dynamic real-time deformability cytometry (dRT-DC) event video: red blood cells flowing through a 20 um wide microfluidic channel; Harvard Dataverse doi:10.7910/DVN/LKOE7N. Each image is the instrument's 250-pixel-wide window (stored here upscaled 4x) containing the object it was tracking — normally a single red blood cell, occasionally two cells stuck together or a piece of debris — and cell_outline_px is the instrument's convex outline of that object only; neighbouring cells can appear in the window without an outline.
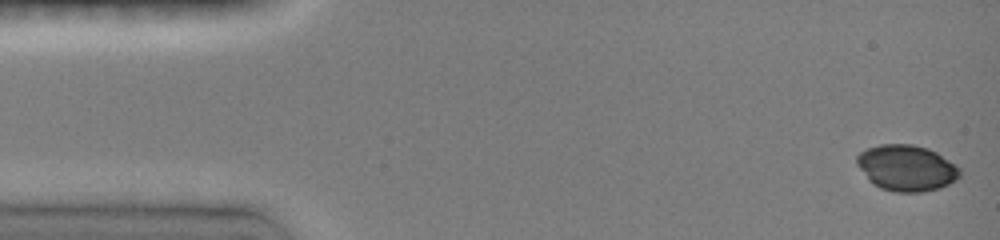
{"species": "common noctule bat (a hibernating species)", "species_latin": "Nyctalus noctula", "temperature_condition": "room temperature", "stored_images_in_passage": 47, "camera_frame_rate_fps": 3000, "um_per_image_px": 0.085, "animal": {"sex": "female", "body_mass_g": 19.0, "forearm_length_mm": 51.5}, "frame": {"image": 1, "passage_image": 1, "time_ms": 0.0, "image_size_px": [1000, 240], "cell_outline_px": [[960, 176], [956, 180], [940, 188], [924, 192], [896, 192], [880, 188], [872, 184], [868, 180], [856, 164], [856, 156], [860, 152], [868, 148], [880, 144], [912, 144], [928, 148], [936, 152], [960, 168]], "centroid_in_image_um": [77.03, 14.28], "position_along_channel_um": 8.0, "area_um2": 27.74}}
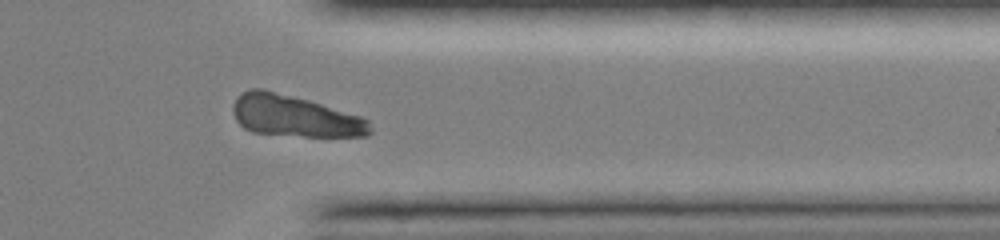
{"frame": {"image": 2, "passage_image": 38, "time_ms": 12.333, "image_size_px": [1000, 240], "cell_outline_px": [[372, 132], [368, 136], [304, 136], [252, 132], [244, 128], [236, 120], [232, 112], [232, 108], [236, 96], [252, 88], [264, 88], [308, 100], [360, 116], [368, 120], [372, 128]], "centroid_in_image_um": [25.03, 9.86], "position_along_channel_um": 386.4, "area_um2": 33.06}}
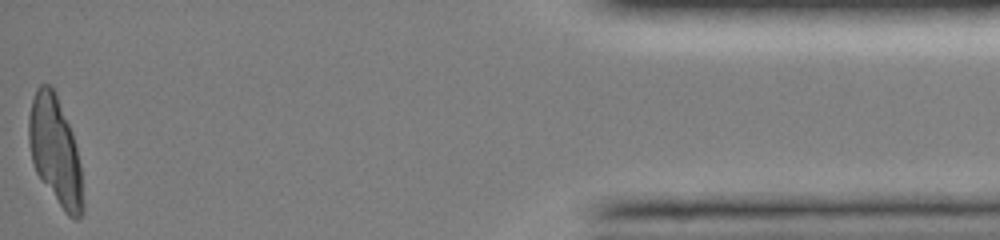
{"frame": {"image": 3, "passage_image": 47, "time_ms": 15.333, "image_size_px": [1000, 240], "cell_outline_px": [[84, 212], [76, 220], [68, 216], [64, 212], [36, 172], [32, 160], [28, 140], [28, 116], [32, 100], [36, 88], [40, 84], [48, 84], [56, 92], [72, 132], [80, 164], [84, 204]], "centroid_in_image_um": [4.7, 12.84], "position_along_channel_um": 430.5, "area_um2": 34.16}}